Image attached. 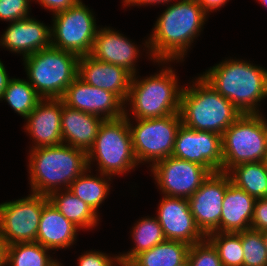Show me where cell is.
<instances>
[{"instance_id": "obj_42", "label": "cell", "mask_w": 267, "mask_h": 266, "mask_svg": "<svg viewBox=\"0 0 267 266\" xmlns=\"http://www.w3.org/2000/svg\"><path fill=\"white\" fill-rule=\"evenodd\" d=\"M263 126H264V131L266 135V143H267V119L263 115Z\"/></svg>"}, {"instance_id": "obj_13", "label": "cell", "mask_w": 267, "mask_h": 266, "mask_svg": "<svg viewBox=\"0 0 267 266\" xmlns=\"http://www.w3.org/2000/svg\"><path fill=\"white\" fill-rule=\"evenodd\" d=\"M230 182L226 172L210 173L201 187L188 198L195 224L205 237L220 232L223 199Z\"/></svg>"}, {"instance_id": "obj_45", "label": "cell", "mask_w": 267, "mask_h": 266, "mask_svg": "<svg viewBox=\"0 0 267 266\" xmlns=\"http://www.w3.org/2000/svg\"><path fill=\"white\" fill-rule=\"evenodd\" d=\"M264 7H267V0H258Z\"/></svg>"}, {"instance_id": "obj_30", "label": "cell", "mask_w": 267, "mask_h": 266, "mask_svg": "<svg viewBox=\"0 0 267 266\" xmlns=\"http://www.w3.org/2000/svg\"><path fill=\"white\" fill-rule=\"evenodd\" d=\"M42 99L27 79L11 78L1 101L5 100L15 113L25 119Z\"/></svg>"}, {"instance_id": "obj_12", "label": "cell", "mask_w": 267, "mask_h": 266, "mask_svg": "<svg viewBox=\"0 0 267 266\" xmlns=\"http://www.w3.org/2000/svg\"><path fill=\"white\" fill-rule=\"evenodd\" d=\"M155 183L164 196L188 199L210 175L204 166L173 156L150 166Z\"/></svg>"}, {"instance_id": "obj_8", "label": "cell", "mask_w": 267, "mask_h": 266, "mask_svg": "<svg viewBox=\"0 0 267 266\" xmlns=\"http://www.w3.org/2000/svg\"><path fill=\"white\" fill-rule=\"evenodd\" d=\"M222 172L233 167L265 161L267 155L263 114H242L222 135Z\"/></svg>"}, {"instance_id": "obj_36", "label": "cell", "mask_w": 267, "mask_h": 266, "mask_svg": "<svg viewBox=\"0 0 267 266\" xmlns=\"http://www.w3.org/2000/svg\"><path fill=\"white\" fill-rule=\"evenodd\" d=\"M251 229L257 231L267 230V197L256 199Z\"/></svg>"}, {"instance_id": "obj_43", "label": "cell", "mask_w": 267, "mask_h": 266, "mask_svg": "<svg viewBox=\"0 0 267 266\" xmlns=\"http://www.w3.org/2000/svg\"><path fill=\"white\" fill-rule=\"evenodd\" d=\"M267 249V230L261 231Z\"/></svg>"}, {"instance_id": "obj_27", "label": "cell", "mask_w": 267, "mask_h": 266, "mask_svg": "<svg viewBox=\"0 0 267 266\" xmlns=\"http://www.w3.org/2000/svg\"><path fill=\"white\" fill-rule=\"evenodd\" d=\"M131 233L134 247L119 254L122 266H126L139 253L167 240L156 216H146L136 221Z\"/></svg>"}, {"instance_id": "obj_26", "label": "cell", "mask_w": 267, "mask_h": 266, "mask_svg": "<svg viewBox=\"0 0 267 266\" xmlns=\"http://www.w3.org/2000/svg\"><path fill=\"white\" fill-rule=\"evenodd\" d=\"M90 173L91 169L87 168L68 189L98 214L100 204L109 195L111 177L100 172L96 176Z\"/></svg>"}, {"instance_id": "obj_41", "label": "cell", "mask_w": 267, "mask_h": 266, "mask_svg": "<svg viewBox=\"0 0 267 266\" xmlns=\"http://www.w3.org/2000/svg\"><path fill=\"white\" fill-rule=\"evenodd\" d=\"M7 262V244L0 237V266H6Z\"/></svg>"}, {"instance_id": "obj_31", "label": "cell", "mask_w": 267, "mask_h": 266, "mask_svg": "<svg viewBox=\"0 0 267 266\" xmlns=\"http://www.w3.org/2000/svg\"><path fill=\"white\" fill-rule=\"evenodd\" d=\"M217 249L222 266H243L241 231L213 232L206 237Z\"/></svg>"}, {"instance_id": "obj_22", "label": "cell", "mask_w": 267, "mask_h": 266, "mask_svg": "<svg viewBox=\"0 0 267 266\" xmlns=\"http://www.w3.org/2000/svg\"><path fill=\"white\" fill-rule=\"evenodd\" d=\"M103 120L96 115L68 107L63 101L61 114L63 143L88 152L94 144Z\"/></svg>"}, {"instance_id": "obj_40", "label": "cell", "mask_w": 267, "mask_h": 266, "mask_svg": "<svg viewBox=\"0 0 267 266\" xmlns=\"http://www.w3.org/2000/svg\"><path fill=\"white\" fill-rule=\"evenodd\" d=\"M10 79L11 78L6 71L4 64L0 60V101L3 97L4 90L6 89L7 84H8Z\"/></svg>"}, {"instance_id": "obj_29", "label": "cell", "mask_w": 267, "mask_h": 266, "mask_svg": "<svg viewBox=\"0 0 267 266\" xmlns=\"http://www.w3.org/2000/svg\"><path fill=\"white\" fill-rule=\"evenodd\" d=\"M49 250L36 241L7 245L6 266H57L60 262L50 257Z\"/></svg>"}, {"instance_id": "obj_32", "label": "cell", "mask_w": 267, "mask_h": 266, "mask_svg": "<svg viewBox=\"0 0 267 266\" xmlns=\"http://www.w3.org/2000/svg\"><path fill=\"white\" fill-rule=\"evenodd\" d=\"M241 242L243 266H267V249L261 231L251 228L241 231Z\"/></svg>"}, {"instance_id": "obj_20", "label": "cell", "mask_w": 267, "mask_h": 266, "mask_svg": "<svg viewBox=\"0 0 267 266\" xmlns=\"http://www.w3.org/2000/svg\"><path fill=\"white\" fill-rule=\"evenodd\" d=\"M136 45L119 31L110 27H100L89 55L97 60L124 67L135 75L136 62L141 53Z\"/></svg>"}, {"instance_id": "obj_35", "label": "cell", "mask_w": 267, "mask_h": 266, "mask_svg": "<svg viewBox=\"0 0 267 266\" xmlns=\"http://www.w3.org/2000/svg\"><path fill=\"white\" fill-rule=\"evenodd\" d=\"M122 266L120 256L108 254L100 251H86L78 257V266Z\"/></svg>"}, {"instance_id": "obj_24", "label": "cell", "mask_w": 267, "mask_h": 266, "mask_svg": "<svg viewBox=\"0 0 267 266\" xmlns=\"http://www.w3.org/2000/svg\"><path fill=\"white\" fill-rule=\"evenodd\" d=\"M47 197L52 205L66 219L73 222L80 229L92 230V228H95L99 224L100 215L96 214L84 201L74 195L69 189L54 191Z\"/></svg>"}, {"instance_id": "obj_23", "label": "cell", "mask_w": 267, "mask_h": 266, "mask_svg": "<svg viewBox=\"0 0 267 266\" xmlns=\"http://www.w3.org/2000/svg\"><path fill=\"white\" fill-rule=\"evenodd\" d=\"M256 198L230 182L223 199L220 232L237 233L251 228Z\"/></svg>"}, {"instance_id": "obj_10", "label": "cell", "mask_w": 267, "mask_h": 266, "mask_svg": "<svg viewBox=\"0 0 267 266\" xmlns=\"http://www.w3.org/2000/svg\"><path fill=\"white\" fill-rule=\"evenodd\" d=\"M51 46L78 56L89 55L99 26L93 11L80 0L53 16Z\"/></svg>"}, {"instance_id": "obj_44", "label": "cell", "mask_w": 267, "mask_h": 266, "mask_svg": "<svg viewBox=\"0 0 267 266\" xmlns=\"http://www.w3.org/2000/svg\"><path fill=\"white\" fill-rule=\"evenodd\" d=\"M178 266H191L190 265V261L187 259V260H185L184 262H182L180 265H178Z\"/></svg>"}, {"instance_id": "obj_15", "label": "cell", "mask_w": 267, "mask_h": 266, "mask_svg": "<svg viewBox=\"0 0 267 266\" xmlns=\"http://www.w3.org/2000/svg\"><path fill=\"white\" fill-rule=\"evenodd\" d=\"M73 109L101 117L117 119L125 115L124 103L112 92L91 86L77 76L61 98Z\"/></svg>"}, {"instance_id": "obj_16", "label": "cell", "mask_w": 267, "mask_h": 266, "mask_svg": "<svg viewBox=\"0 0 267 266\" xmlns=\"http://www.w3.org/2000/svg\"><path fill=\"white\" fill-rule=\"evenodd\" d=\"M157 208L156 217L167 240L191 246L206 238L195 224L188 199L163 195Z\"/></svg>"}, {"instance_id": "obj_6", "label": "cell", "mask_w": 267, "mask_h": 266, "mask_svg": "<svg viewBox=\"0 0 267 266\" xmlns=\"http://www.w3.org/2000/svg\"><path fill=\"white\" fill-rule=\"evenodd\" d=\"M97 161L98 172L112 177L137 167L128 118L103 120L93 146L87 152L88 168Z\"/></svg>"}, {"instance_id": "obj_18", "label": "cell", "mask_w": 267, "mask_h": 266, "mask_svg": "<svg viewBox=\"0 0 267 266\" xmlns=\"http://www.w3.org/2000/svg\"><path fill=\"white\" fill-rule=\"evenodd\" d=\"M78 76L91 86L114 93L126 103L132 74L124 67L83 55L78 60Z\"/></svg>"}, {"instance_id": "obj_5", "label": "cell", "mask_w": 267, "mask_h": 266, "mask_svg": "<svg viewBox=\"0 0 267 266\" xmlns=\"http://www.w3.org/2000/svg\"><path fill=\"white\" fill-rule=\"evenodd\" d=\"M166 63L171 61H157L163 68L154 75L142 79L137 74L132 75L129 96L124 105H130L128 109L134 119L160 118L180 112L183 87L178 83L175 70L165 66Z\"/></svg>"}, {"instance_id": "obj_39", "label": "cell", "mask_w": 267, "mask_h": 266, "mask_svg": "<svg viewBox=\"0 0 267 266\" xmlns=\"http://www.w3.org/2000/svg\"><path fill=\"white\" fill-rule=\"evenodd\" d=\"M173 0H123L122 3L125 6H146L148 5H155V4H169Z\"/></svg>"}, {"instance_id": "obj_28", "label": "cell", "mask_w": 267, "mask_h": 266, "mask_svg": "<svg viewBox=\"0 0 267 266\" xmlns=\"http://www.w3.org/2000/svg\"><path fill=\"white\" fill-rule=\"evenodd\" d=\"M231 182L256 199L267 197V165L265 161L248 162L233 167Z\"/></svg>"}, {"instance_id": "obj_38", "label": "cell", "mask_w": 267, "mask_h": 266, "mask_svg": "<svg viewBox=\"0 0 267 266\" xmlns=\"http://www.w3.org/2000/svg\"><path fill=\"white\" fill-rule=\"evenodd\" d=\"M198 4L202 7L204 12L209 15L210 12L213 13L215 10H220L229 0H196Z\"/></svg>"}, {"instance_id": "obj_17", "label": "cell", "mask_w": 267, "mask_h": 266, "mask_svg": "<svg viewBox=\"0 0 267 266\" xmlns=\"http://www.w3.org/2000/svg\"><path fill=\"white\" fill-rule=\"evenodd\" d=\"M61 98L42 99L25 118V132L33 145L30 149L55 146L63 143L61 130Z\"/></svg>"}, {"instance_id": "obj_14", "label": "cell", "mask_w": 267, "mask_h": 266, "mask_svg": "<svg viewBox=\"0 0 267 266\" xmlns=\"http://www.w3.org/2000/svg\"><path fill=\"white\" fill-rule=\"evenodd\" d=\"M173 157L194 162L211 173L222 172V136L210 131H197L183 124L177 130Z\"/></svg>"}, {"instance_id": "obj_9", "label": "cell", "mask_w": 267, "mask_h": 266, "mask_svg": "<svg viewBox=\"0 0 267 266\" xmlns=\"http://www.w3.org/2000/svg\"><path fill=\"white\" fill-rule=\"evenodd\" d=\"M126 108L125 116L128 118L138 164L147 162L152 166L155 162L172 156L176 133L182 124L180 113L160 118L134 119L137 123L134 126Z\"/></svg>"}, {"instance_id": "obj_7", "label": "cell", "mask_w": 267, "mask_h": 266, "mask_svg": "<svg viewBox=\"0 0 267 266\" xmlns=\"http://www.w3.org/2000/svg\"><path fill=\"white\" fill-rule=\"evenodd\" d=\"M79 56L49 47L23 58L27 80L43 99L62 98L78 76Z\"/></svg>"}, {"instance_id": "obj_3", "label": "cell", "mask_w": 267, "mask_h": 266, "mask_svg": "<svg viewBox=\"0 0 267 266\" xmlns=\"http://www.w3.org/2000/svg\"><path fill=\"white\" fill-rule=\"evenodd\" d=\"M29 155L28 179L34 194L68 189L88 168L87 152L64 143L30 149Z\"/></svg>"}, {"instance_id": "obj_21", "label": "cell", "mask_w": 267, "mask_h": 266, "mask_svg": "<svg viewBox=\"0 0 267 266\" xmlns=\"http://www.w3.org/2000/svg\"><path fill=\"white\" fill-rule=\"evenodd\" d=\"M81 229L66 219L48 200L42 209L36 242L51 250L67 249L75 244Z\"/></svg>"}, {"instance_id": "obj_37", "label": "cell", "mask_w": 267, "mask_h": 266, "mask_svg": "<svg viewBox=\"0 0 267 266\" xmlns=\"http://www.w3.org/2000/svg\"><path fill=\"white\" fill-rule=\"evenodd\" d=\"M40 6L52 11L53 16L76 5L80 0H35Z\"/></svg>"}, {"instance_id": "obj_34", "label": "cell", "mask_w": 267, "mask_h": 266, "mask_svg": "<svg viewBox=\"0 0 267 266\" xmlns=\"http://www.w3.org/2000/svg\"><path fill=\"white\" fill-rule=\"evenodd\" d=\"M32 0H0V20L14 22L29 17Z\"/></svg>"}, {"instance_id": "obj_11", "label": "cell", "mask_w": 267, "mask_h": 266, "mask_svg": "<svg viewBox=\"0 0 267 266\" xmlns=\"http://www.w3.org/2000/svg\"><path fill=\"white\" fill-rule=\"evenodd\" d=\"M46 195L31 193L25 198L0 203V237L7 244L34 242Z\"/></svg>"}, {"instance_id": "obj_25", "label": "cell", "mask_w": 267, "mask_h": 266, "mask_svg": "<svg viewBox=\"0 0 267 266\" xmlns=\"http://www.w3.org/2000/svg\"><path fill=\"white\" fill-rule=\"evenodd\" d=\"M190 245L166 240L136 255L127 266H178L188 259Z\"/></svg>"}, {"instance_id": "obj_2", "label": "cell", "mask_w": 267, "mask_h": 266, "mask_svg": "<svg viewBox=\"0 0 267 266\" xmlns=\"http://www.w3.org/2000/svg\"><path fill=\"white\" fill-rule=\"evenodd\" d=\"M200 75L241 114L261 113L259 103L267 97V69L230 57Z\"/></svg>"}, {"instance_id": "obj_19", "label": "cell", "mask_w": 267, "mask_h": 266, "mask_svg": "<svg viewBox=\"0 0 267 266\" xmlns=\"http://www.w3.org/2000/svg\"><path fill=\"white\" fill-rule=\"evenodd\" d=\"M0 46L24 58L51 47V27L30 16L10 22L0 37Z\"/></svg>"}, {"instance_id": "obj_33", "label": "cell", "mask_w": 267, "mask_h": 266, "mask_svg": "<svg viewBox=\"0 0 267 266\" xmlns=\"http://www.w3.org/2000/svg\"><path fill=\"white\" fill-rule=\"evenodd\" d=\"M188 260L191 266H222L217 249L207 238L190 246Z\"/></svg>"}, {"instance_id": "obj_1", "label": "cell", "mask_w": 267, "mask_h": 266, "mask_svg": "<svg viewBox=\"0 0 267 266\" xmlns=\"http://www.w3.org/2000/svg\"><path fill=\"white\" fill-rule=\"evenodd\" d=\"M208 15L196 0H179L160 14L144 43L153 62H184L185 55L200 35Z\"/></svg>"}, {"instance_id": "obj_4", "label": "cell", "mask_w": 267, "mask_h": 266, "mask_svg": "<svg viewBox=\"0 0 267 266\" xmlns=\"http://www.w3.org/2000/svg\"><path fill=\"white\" fill-rule=\"evenodd\" d=\"M183 86L180 102L182 124L197 131L223 135L242 114L201 75ZM189 86V87H188Z\"/></svg>"}]
</instances>
